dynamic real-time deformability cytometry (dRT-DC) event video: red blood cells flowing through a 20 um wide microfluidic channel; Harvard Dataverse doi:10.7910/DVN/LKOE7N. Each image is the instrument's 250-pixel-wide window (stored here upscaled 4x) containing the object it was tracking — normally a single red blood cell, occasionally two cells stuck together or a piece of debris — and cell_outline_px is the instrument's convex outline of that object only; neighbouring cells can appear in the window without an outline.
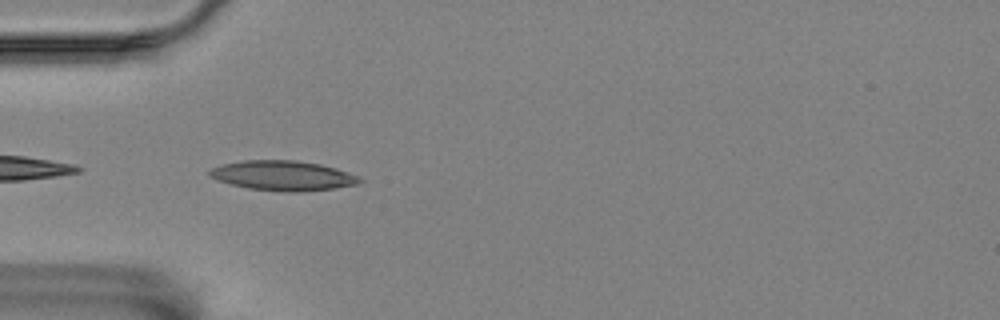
{"species": "Egyptian fruit bat (a non-hibernating species)", "species_latin": "Rousettus aegyptiacus", "temperature_condition": "room temperature", "stored_images_in_passage": 3, "camera_frame_rate_fps": 3000, "um_per_image_px": 0.085, "animal": {"sex": "female"}, "frame": {"image": 1, "passage_image": 2, "time_ms": 1.0, "image_size_px": [1000, 320], "cell_outline_px": [[364, 180], [360, 184], [336, 188], [304, 192], [280, 192], [248, 188], [216, 180], [208, 176], [208, 172], [212, 168], [220, 164], [244, 160], [296, 160], [320, 164], [336, 168], [348, 172]], "centroid_in_image_um": [24.05, 14.93], "position_along_channel_um": 60.9, "area_um2": 26.41}}
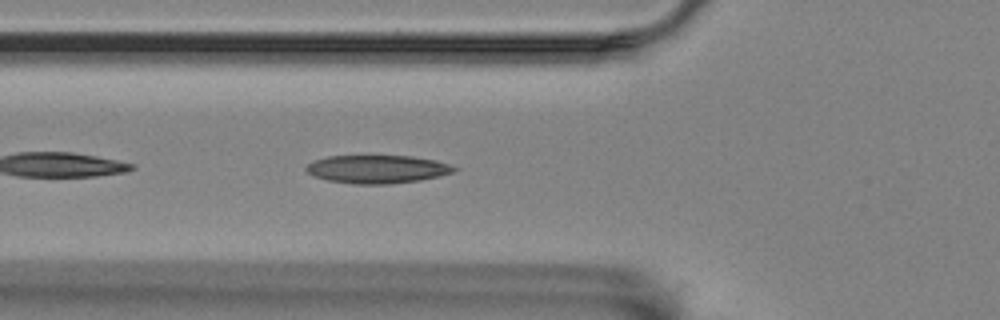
{"frame": {"image": 2, "passage_image": 3, "time_ms": 2.0, "image_size_px": [1000, 320], "cell_outline_px": [[456, 168], [452, 172], [420, 180], [388, 184], [352, 184], [328, 180], [312, 176], [304, 168], [312, 160], [328, 156], [412, 156], [432, 160], [448, 164]], "centroid_in_image_um": [31.97, 14.38], "position_along_channel_um": 93.8, "area_um2": 24.04}}